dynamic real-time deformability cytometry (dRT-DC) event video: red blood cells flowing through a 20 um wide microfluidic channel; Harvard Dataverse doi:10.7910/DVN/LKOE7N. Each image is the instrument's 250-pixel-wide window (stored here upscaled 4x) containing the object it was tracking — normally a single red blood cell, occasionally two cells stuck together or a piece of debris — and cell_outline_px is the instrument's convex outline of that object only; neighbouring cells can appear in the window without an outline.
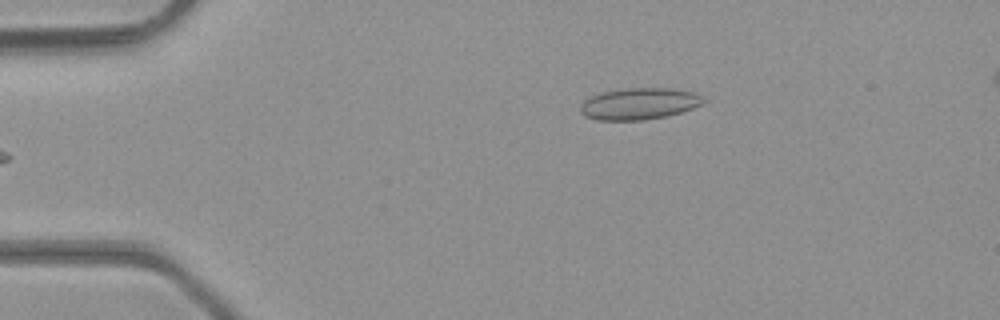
{"species": "common noctule bat (a hibernating species)", "species_latin": "Nyctalus noctula", "temperature_condition": "room temperature", "stored_images_in_passage": 6, "camera_frame_rate_fps": 3000, "um_per_image_px": 0.085, "animal": {"sex": "male", "body_mass_g": 23.1, "forearm_length_mm": 52.7}, "frame": {"image": 1, "passage_image": 6, "time_ms": 1.667, "image_size_px": [1000, 320], "cell_outline_px": [[708, 100], [704, 104], [668, 116], [644, 120], [600, 120], [584, 116], [580, 112], [580, 104], [584, 100], [600, 92], [628, 88], [668, 88], [692, 92]], "centroid_in_image_um": [54.32, 8.82], "position_along_channel_um": 30.7, "area_um2": 22.72}}